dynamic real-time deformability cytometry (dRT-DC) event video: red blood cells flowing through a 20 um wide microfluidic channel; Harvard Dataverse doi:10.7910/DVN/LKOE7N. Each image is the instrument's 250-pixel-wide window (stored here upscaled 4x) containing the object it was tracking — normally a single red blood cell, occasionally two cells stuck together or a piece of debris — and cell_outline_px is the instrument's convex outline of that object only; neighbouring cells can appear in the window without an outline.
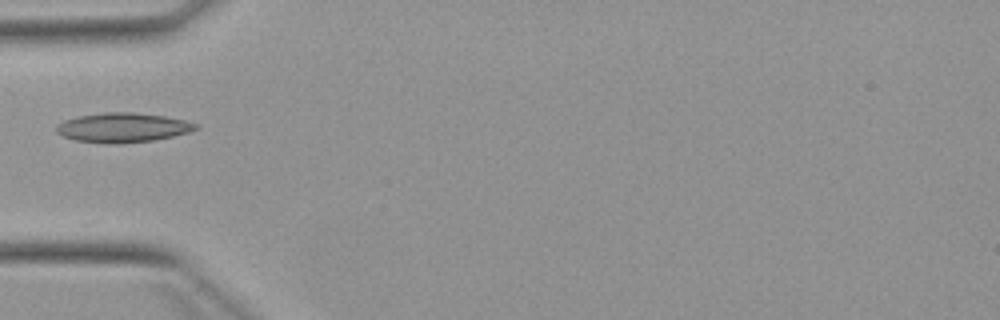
{"species": "Egyptian fruit bat (a non-hibernating species)", "species_latin": "Rousettus aegyptiacus", "temperature_condition": "warm", "stored_images_in_passage": 2, "camera_frame_rate_fps": 3000, "um_per_image_px": 0.085, "animal": {"sex": "female"}, "frame": {"image": 1, "passage_image": 2, "time_ms": 1.0, "image_size_px": [1000, 320], "cell_outline_px": [[200, 128], [188, 132], [172, 136], [152, 140], [116, 144], [108, 144], [76, 140], [64, 136], [56, 132], [56, 124], [64, 120], [80, 116], [104, 112], [136, 112], [164, 116], [184, 120], [200, 124]], "centroid_in_image_um": [10.45, 10.84], "position_along_channel_um": 74.6, "area_um2": 23.93}}